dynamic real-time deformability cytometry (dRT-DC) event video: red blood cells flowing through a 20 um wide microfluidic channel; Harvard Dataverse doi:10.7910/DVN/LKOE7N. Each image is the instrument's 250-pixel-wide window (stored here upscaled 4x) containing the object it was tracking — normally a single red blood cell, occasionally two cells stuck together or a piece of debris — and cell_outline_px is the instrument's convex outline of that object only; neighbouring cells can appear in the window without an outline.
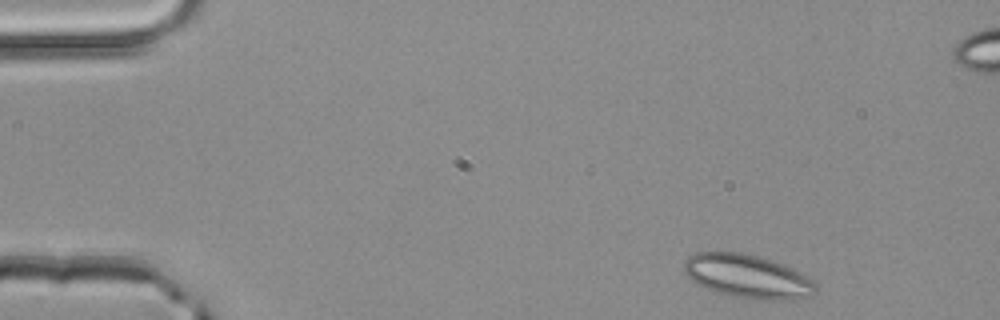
{"species": "common noctule bat (a hibernating species)", "species_latin": "Nyctalus noctula", "temperature_condition": "room temperature", "stored_images_in_passage": 4, "camera_frame_rate_fps": 3000, "um_per_image_px": 0.085, "animal": {"sex": "male", "body_mass_g": 20.4}, "frame": {"image": 1, "passage_image": 1, "time_ms": 0.0, "image_size_px": [1000, 320], "cell_outline_px": [[816, 292], [808, 296], [792, 300], [760, 300], [732, 296], [716, 292], [696, 284], [684, 272], [684, 260], [688, 256], [696, 252], [748, 252], [772, 260], [792, 268], [812, 280], [816, 284]], "centroid_in_image_um": [63.52, 23.48], "position_along_channel_um": 21.5, "area_um2": 33.7}}